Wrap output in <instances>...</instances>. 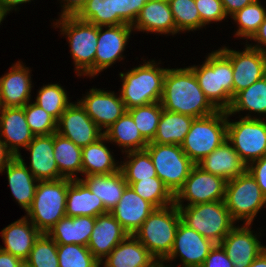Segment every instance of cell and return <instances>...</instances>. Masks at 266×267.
<instances>
[{
    "label": "cell",
    "instance_id": "cell-50",
    "mask_svg": "<svg viewBox=\"0 0 266 267\" xmlns=\"http://www.w3.org/2000/svg\"><path fill=\"white\" fill-rule=\"evenodd\" d=\"M66 4L63 5V11L60 17L76 16L85 6L87 0H63Z\"/></svg>",
    "mask_w": 266,
    "mask_h": 267
},
{
    "label": "cell",
    "instance_id": "cell-43",
    "mask_svg": "<svg viewBox=\"0 0 266 267\" xmlns=\"http://www.w3.org/2000/svg\"><path fill=\"white\" fill-rule=\"evenodd\" d=\"M37 95L34 103L52 115L57 121L71 104L68 101L67 93L59 84L45 85Z\"/></svg>",
    "mask_w": 266,
    "mask_h": 267
},
{
    "label": "cell",
    "instance_id": "cell-6",
    "mask_svg": "<svg viewBox=\"0 0 266 267\" xmlns=\"http://www.w3.org/2000/svg\"><path fill=\"white\" fill-rule=\"evenodd\" d=\"M176 206L185 225L215 244H220L235 226L225 201Z\"/></svg>",
    "mask_w": 266,
    "mask_h": 267
},
{
    "label": "cell",
    "instance_id": "cell-56",
    "mask_svg": "<svg viewBox=\"0 0 266 267\" xmlns=\"http://www.w3.org/2000/svg\"><path fill=\"white\" fill-rule=\"evenodd\" d=\"M150 0H132V8H133V24L136 21L142 7L149 2Z\"/></svg>",
    "mask_w": 266,
    "mask_h": 267
},
{
    "label": "cell",
    "instance_id": "cell-55",
    "mask_svg": "<svg viewBox=\"0 0 266 267\" xmlns=\"http://www.w3.org/2000/svg\"><path fill=\"white\" fill-rule=\"evenodd\" d=\"M29 1L31 2V0H0V13L5 17L11 9H16L17 5Z\"/></svg>",
    "mask_w": 266,
    "mask_h": 267
},
{
    "label": "cell",
    "instance_id": "cell-34",
    "mask_svg": "<svg viewBox=\"0 0 266 267\" xmlns=\"http://www.w3.org/2000/svg\"><path fill=\"white\" fill-rule=\"evenodd\" d=\"M105 140L106 137L103 136L96 142L82 147V173H85V176L112 174L120 170L111 152L103 144Z\"/></svg>",
    "mask_w": 266,
    "mask_h": 267
},
{
    "label": "cell",
    "instance_id": "cell-32",
    "mask_svg": "<svg viewBox=\"0 0 266 267\" xmlns=\"http://www.w3.org/2000/svg\"><path fill=\"white\" fill-rule=\"evenodd\" d=\"M85 179H80L89 190L98 196L107 212L119 203L120 198L128 186L122 172L119 170L112 174H100L85 176Z\"/></svg>",
    "mask_w": 266,
    "mask_h": 267
},
{
    "label": "cell",
    "instance_id": "cell-27",
    "mask_svg": "<svg viewBox=\"0 0 266 267\" xmlns=\"http://www.w3.org/2000/svg\"><path fill=\"white\" fill-rule=\"evenodd\" d=\"M106 257L104 267H153L158 262L134 235H128Z\"/></svg>",
    "mask_w": 266,
    "mask_h": 267
},
{
    "label": "cell",
    "instance_id": "cell-42",
    "mask_svg": "<svg viewBox=\"0 0 266 267\" xmlns=\"http://www.w3.org/2000/svg\"><path fill=\"white\" fill-rule=\"evenodd\" d=\"M266 17V9L255 0L231 16L239 25L235 35L251 39Z\"/></svg>",
    "mask_w": 266,
    "mask_h": 267
},
{
    "label": "cell",
    "instance_id": "cell-20",
    "mask_svg": "<svg viewBox=\"0 0 266 267\" xmlns=\"http://www.w3.org/2000/svg\"><path fill=\"white\" fill-rule=\"evenodd\" d=\"M128 235L110 212L100 214L95 217V224L87 247L102 264V259H105Z\"/></svg>",
    "mask_w": 266,
    "mask_h": 267
},
{
    "label": "cell",
    "instance_id": "cell-24",
    "mask_svg": "<svg viewBox=\"0 0 266 267\" xmlns=\"http://www.w3.org/2000/svg\"><path fill=\"white\" fill-rule=\"evenodd\" d=\"M0 77V107H24L31 96L30 70L19 61Z\"/></svg>",
    "mask_w": 266,
    "mask_h": 267
},
{
    "label": "cell",
    "instance_id": "cell-33",
    "mask_svg": "<svg viewBox=\"0 0 266 267\" xmlns=\"http://www.w3.org/2000/svg\"><path fill=\"white\" fill-rule=\"evenodd\" d=\"M194 119L186 114L163 109L156 135L150 143L181 145Z\"/></svg>",
    "mask_w": 266,
    "mask_h": 267
},
{
    "label": "cell",
    "instance_id": "cell-54",
    "mask_svg": "<svg viewBox=\"0 0 266 267\" xmlns=\"http://www.w3.org/2000/svg\"><path fill=\"white\" fill-rule=\"evenodd\" d=\"M15 155L6 147L0 137V172L11 162Z\"/></svg>",
    "mask_w": 266,
    "mask_h": 267
},
{
    "label": "cell",
    "instance_id": "cell-35",
    "mask_svg": "<svg viewBox=\"0 0 266 267\" xmlns=\"http://www.w3.org/2000/svg\"><path fill=\"white\" fill-rule=\"evenodd\" d=\"M106 141H112L122 146L125 152L143 150L149 144L136 127L131 114L126 111L107 130L103 131Z\"/></svg>",
    "mask_w": 266,
    "mask_h": 267
},
{
    "label": "cell",
    "instance_id": "cell-44",
    "mask_svg": "<svg viewBox=\"0 0 266 267\" xmlns=\"http://www.w3.org/2000/svg\"><path fill=\"white\" fill-rule=\"evenodd\" d=\"M173 19L179 31L197 30L205 26L197 10L195 0H168Z\"/></svg>",
    "mask_w": 266,
    "mask_h": 267
},
{
    "label": "cell",
    "instance_id": "cell-48",
    "mask_svg": "<svg viewBox=\"0 0 266 267\" xmlns=\"http://www.w3.org/2000/svg\"><path fill=\"white\" fill-rule=\"evenodd\" d=\"M201 267H234L220 244H215Z\"/></svg>",
    "mask_w": 266,
    "mask_h": 267
},
{
    "label": "cell",
    "instance_id": "cell-13",
    "mask_svg": "<svg viewBox=\"0 0 266 267\" xmlns=\"http://www.w3.org/2000/svg\"><path fill=\"white\" fill-rule=\"evenodd\" d=\"M219 50L231 61L233 66V97L266 76L265 52L248 45L242 52L226 47Z\"/></svg>",
    "mask_w": 266,
    "mask_h": 267
},
{
    "label": "cell",
    "instance_id": "cell-41",
    "mask_svg": "<svg viewBox=\"0 0 266 267\" xmlns=\"http://www.w3.org/2000/svg\"><path fill=\"white\" fill-rule=\"evenodd\" d=\"M24 267H59L57 243L47 233L35 241Z\"/></svg>",
    "mask_w": 266,
    "mask_h": 267
},
{
    "label": "cell",
    "instance_id": "cell-26",
    "mask_svg": "<svg viewBox=\"0 0 266 267\" xmlns=\"http://www.w3.org/2000/svg\"><path fill=\"white\" fill-rule=\"evenodd\" d=\"M1 234L5 247H0V249L24 262L42 233L24 216L5 227Z\"/></svg>",
    "mask_w": 266,
    "mask_h": 267
},
{
    "label": "cell",
    "instance_id": "cell-5",
    "mask_svg": "<svg viewBox=\"0 0 266 267\" xmlns=\"http://www.w3.org/2000/svg\"><path fill=\"white\" fill-rule=\"evenodd\" d=\"M70 179L39 181L27 218L41 232L47 233L66 216V195Z\"/></svg>",
    "mask_w": 266,
    "mask_h": 267
},
{
    "label": "cell",
    "instance_id": "cell-16",
    "mask_svg": "<svg viewBox=\"0 0 266 267\" xmlns=\"http://www.w3.org/2000/svg\"><path fill=\"white\" fill-rule=\"evenodd\" d=\"M215 243L185 225H178L171 253L165 259L172 260L180 256L183 267H201Z\"/></svg>",
    "mask_w": 266,
    "mask_h": 267
},
{
    "label": "cell",
    "instance_id": "cell-18",
    "mask_svg": "<svg viewBox=\"0 0 266 267\" xmlns=\"http://www.w3.org/2000/svg\"><path fill=\"white\" fill-rule=\"evenodd\" d=\"M244 225L235 226L220 243L234 267H248L266 249L250 231L249 224Z\"/></svg>",
    "mask_w": 266,
    "mask_h": 267
},
{
    "label": "cell",
    "instance_id": "cell-19",
    "mask_svg": "<svg viewBox=\"0 0 266 267\" xmlns=\"http://www.w3.org/2000/svg\"><path fill=\"white\" fill-rule=\"evenodd\" d=\"M108 27V28H107ZM98 27L97 51L95 54V75L107 69L116 60L123 59L122 52L133 30L132 25L120 24L114 26Z\"/></svg>",
    "mask_w": 266,
    "mask_h": 267
},
{
    "label": "cell",
    "instance_id": "cell-10",
    "mask_svg": "<svg viewBox=\"0 0 266 267\" xmlns=\"http://www.w3.org/2000/svg\"><path fill=\"white\" fill-rule=\"evenodd\" d=\"M224 201L234 221L245 219V224L251 225L259 210L266 205V196L246 170L227 181Z\"/></svg>",
    "mask_w": 266,
    "mask_h": 267
},
{
    "label": "cell",
    "instance_id": "cell-30",
    "mask_svg": "<svg viewBox=\"0 0 266 267\" xmlns=\"http://www.w3.org/2000/svg\"><path fill=\"white\" fill-rule=\"evenodd\" d=\"M104 213L107 211L102 200L92 193L80 179H70L66 195V216L97 217Z\"/></svg>",
    "mask_w": 266,
    "mask_h": 267
},
{
    "label": "cell",
    "instance_id": "cell-14",
    "mask_svg": "<svg viewBox=\"0 0 266 267\" xmlns=\"http://www.w3.org/2000/svg\"><path fill=\"white\" fill-rule=\"evenodd\" d=\"M101 131L79 102L71 103L57 121V133L79 147L99 140L104 136Z\"/></svg>",
    "mask_w": 266,
    "mask_h": 267
},
{
    "label": "cell",
    "instance_id": "cell-25",
    "mask_svg": "<svg viewBox=\"0 0 266 267\" xmlns=\"http://www.w3.org/2000/svg\"><path fill=\"white\" fill-rule=\"evenodd\" d=\"M197 165L204 171L220 176L226 181L236 178L247 170V165L227 139Z\"/></svg>",
    "mask_w": 266,
    "mask_h": 267
},
{
    "label": "cell",
    "instance_id": "cell-12",
    "mask_svg": "<svg viewBox=\"0 0 266 267\" xmlns=\"http://www.w3.org/2000/svg\"><path fill=\"white\" fill-rule=\"evenodd\" d=\"M227 181L217 175L204 171L197 164L193 166L183 187L174 196L175 205L182 199L189 201L187 206L199 203L224 201Z\"/></svg>",
    "mask_w": 266,
    "mask_h": 267
},
{
    "label": "cell",
    "instance_id": "cell-31",
    "mask_svg": "<svg viewBox=\"0 0 266 267\" xmlns=\"http://www.w3.org/2000/svg\"><path fill=\"white\" fill-rule=\"evenodd\" d=\"M95 217L91 216H64L47 234L57 244H77L87 246L93 227Z\"/></svg>",
    "mask_w": 266,
    "mask_h": 267
},
{
    "label": "cell",
    "instance_id": "cell-17",
    "mask_svg": "<svg viewBox=\"0 0 266 267\" xmlns=\"http://www.w3.org/2000/svg\"><path fill=\"white\" fill-rule=\"evenodd\" d=\"M79 103L101 130H107L127 111L121 96L97 88L90 89Z\"/></svg>",
    "mask_w": 266,
    "mask_h": 267
},
{
    "label": "cell",
    "instance_id": "cell-1",
    "mask_svg": "<svg viewBox=\"0 0 266 267\" xmlns=\"http://www.w3.org/2000/svg\"><path fill=\"white\" fill-rule=\"evenodd\" d=\"M160 102L164 110L194 118L206 117L218 111L206 98L189 67L167 69Z\"/></svg>",
    "mask_w": 266,
    "mask_h": 267
},
{
    "label": "cell",
    "instance_id": "cell-51",
    "mask_svg": "<svg viewBox=\"0 0 266 267\" xmlns=\"http://www.w3.org/2000/svg\"><path fill=\"white\" fill-rule=\"evenodd\" d=\"M255 0H221L226 15L232 16L237 11L251 4Z\"/></svg>",
    "mask_w": 266,
    "mask_h": 267
},
{
    "label": "cell",
    "instance_id": "cell-15",
    "mask_svg": "<svg viewBox=\"0 0 266 267\" xmlns=\"http://www.w3.org/2000/svg\"><path fill=\"white\" fill-rule=\"evenodd\" d=\"M76 17L98 27L133 25L132 0H87Z\"/></svg>",
    "mask_w": 266,
    "mask_h": 267
},
{
    "label": "cell",
    "instance_id": "cell-21",
    "mask_svg": "<svg viewBox=\"0 0 266 267\" xmlns=\"http://www.w3.org/2000/svg\"><path fill=\"white\" fill-rule=\"evenodd\" d=\"M0 135L4 144L16 156L20 146L26 148L34 134L27 123L23 107H0Z\"/></svg>",
    "mask_w": 266,
    "mask_h": 267
},
{
    "label": "cell",
    "instance_id": "cell-22",
    "mask_svg": "<svg viewBox=\"0 0 266 267\" xmlns=\"http://www.w3.org/2000/svg\"><path fill=\"white\" fill-rule=\"evenodd\" d=\"M154 209L155 207L150 202L127 186L119 203L110 213L129 235H134Z\"/></svg>",
    "mask_w": 266,
    "mask_h": 267
},
{
    "label": "cell",
    "instance_id": "cell-9",
    "mask_svg": "<svg viewBox=\"0 0 266 267\" xmlns=\"http://www.w3.org/2000/svg\"><path fill=\"white\" fill-rule=\"evenodd\" d=\"M145 149L149 152L157 176L175 196L195 163L184 153L181 145L149 143Z\"/></svg>",
    "mask_w": 266,
    "mask_h": 267
},
{
    "label": "cell",
    "instance_id": "cell-46",
    "mask_svg": "<svg viewBox=\"0 0 266 267\" xmlns=\"http://www.w3.org/2000/svg\"><path fill=\"white\" fill-rule=\"evenodd\" d=\"M27 123L34 136L50 135L57 132V120L35 103L23 107Z\"/></svg>",
    "mask_w": 266,
    "mask_h": 267
},
{
    "label": "cell",
    "instance_id": "cell-7",
    "mask_svg": "<svg viewBox=\"0 0 266 267\" xmlns=\"http://www.w3.org/2000/svg\"><path fill=\"white\" fill-rule=\"evenodd\" d=\"M228 117L227 111L218 110L212 115L193 120L181 148L195 164L226 140Z\"/></svg>",
    "mask_w": 266,
    "mask_h": 267
},
{
    "label": "cell",
    "instance_id": "cell-3",
    "mask_svg": "<svg viewBox=\"0 0 266 267\" xmlns=\"http://www.w3.org/2000/svg\"><path fill=\"white\" fill-rule=\"evenodd\" d=\"M180 220L175 203L169 207L155 208L134 236L158 262H164L171 253Z\"/></svg>",
    "mask_w": 266,
    "mask_h": 267
},
{
    "label": "cell",
    "instance_id": "cell-45",
    "mask_svg": "<svg viewBox=\"0 0 266 267\" xmlns=\"http://www.w3.org/2000/svg\"><path fill=\"white\" fill-rule=\"evenodd\" d=\"M59 267H100L101 263L87 246L57 244Z\"/></svg>",
    "mask_w": 266,
    "mask_h": 267
},
{
    "label": "cell",
    "instance_id": "cell-57",
    "mask_svg": "<svg viewBox=\"0 0 266 267\" xmlns=\"http://www.w3.org/2000/svg\"><path fill=\"white\" fill-rule=\"evenodd\" d=\"M248 267H266V249Z\"/></svg>",
    "mask_w": 266,
    "mask_h": 267
},
{
    "label": "cell",
    "instance_id": "cell-28",
    "mask_svg": "<svg viewBox=\"0 0 266 267\" xmlns=\"http://www.w3.org/2000/svg\"><path fill=\"white\" fill-rule=\"evenodd\" d=\"M132 28L138 31L176 34V24L168 0H150L147 2L142 7Z\"/></svg>",
    "mask_w": 266,
    "mask_h": 267
},
{
    "label": "cell",
    "instance_id": "cell-38",
    "mask_svg": "<svg viewBox=\"0 0 266 267\" xmlns=\"http://www.w3.org/2000/svg\"><path fill=\"white\" fill-rule=\"evenodd\" d=\"M127 184L155 208H162L174 204V195L159 177L141 179L140 181Z\"/></svg>",
    "mask_w": 266,
    "mask_h": 267
},
{
    "label": "cell",
    "instance_id": "cell-47",
    "mask_svg": "<svg viewBox=\"0 0 266 267\" xmlns=\"http://www.w3.org/2000/svg\"><path fill=\"white\" fill-rule=\"evenodd\" d=\"M195 4L204 25L227 17L221 0H195Z\"/></svg>",
    "mask_w": 266,
    "mask_h": 267
},
{
    "label": "cell",
    "instance_id": "cell-37",
    "mask_svg": "<svg viewBox=\"0 0 266 267\" xmlns=\"http://www.w3.org/2000/svg\"><path fill=\"white\" fill-rule=\"evenodd\" d=\"M254 111L266 114V76L254 82L250 87L241 90L234 97L227 115L239 111Z\"/></svg>",
    "mask_w": 266,
    "mask_h": 267
},
{
    "label": "cell",
    "instance_id": "cell-40",
    "mask_svg": "<svg viewBox=\"0 0 266 267\" xmlns=\"http://www.w3.org/2000/svg\"><path fill=\"white\" fill-rule=\"evenodd\" d=\"M162 110L161 102L137 106L127 110L131 114L141 135L148 143L152 142L156 135Z\"/></svg>",
    "mask_w": 266,
    "mask_h": 267
},
{
    "label": "cell",
    "instance_id": "cell-59",
    "mask_svg": "<svg viewBox=\"0 0 266 267\" xmlns=\"http://www.w3.org/2000/svg\"><path fill=\"white\" fill-rule=\"evenodd\" d=\"M3 19H4V16L0 13V24L3 21Z\"/></svg>",
    "mask_w": 266,
    "mask_h": 267
},
{
    "label": "cell",
    "instance_id": "cell-39",
    "mask_svg": "<svg viewBox=\"0 0 266 267\" xmlns=\"http://www.w3.org/2000/svg\"><path fill=\"white\" fill-rule=\"evenodd\" d=\"M126 154L130 160L120 165V171L127 183L158 177L149 152L146 149L130 151Z\"/></svg>",
    "mask_w": 266,
    "mask_h": 267
},
{
    "label": "cell",
    "instance_id": "cell-36",
    "mask_svg": "<svg viewBox=\"0 0 266 267\" xmlns=\"http://www.w3.org/2000/svg\"><path fill=\"white\" fill-rule=\"evenodd\" d=\"M82 147L71 140L54 133V158L58 170L64 178L79 179L76 173H82ZM76 172V173H75Z\"/></svg>",
    "mask_w": 266,
    "mask_h": 267
},
{
    "label": "cell",
    "instance_id": "cell-11",
    "mask_svg": "<svg viewBox=\"0 0 266 267\" xmlns=\"http://www.w3.org/2000/svg\"><path fill=\"white\" fill-rule=\"evenodd\" d=\"M227 141L246 164L266 155V122L260 118L245 116L237 122H228Z\"/></svg>",
    "mask_w": 266,
    "mask_h": 267
},
{
    "label": "cell",
    "instance_id": "cell-8",
    "mask_svg": "<svg viewBox=\"0 0 266 267\" xmlns=\"http://www.w3.org/2000/svg\"><path fill=\"white\" fill-rule=\"evenodd\" d=\"M59 25L62 34L67 35L78 76H95V54L98 42V26L79 20L76 16L61 17ZM81 72V73H80Z\"/></svg>",
    "mask_w": 266,
    "mask_h": 267
},
{
    "label": "cell",
    "instance_id": "cell-2",
    "mask_svg": "<svg viewBox=\"0 0 266 267\" xmlns=\"http://www.w3.org/2000/svg\"><path fill=\"white\" fill-rule=\"evenodd\" d=\"M189 68L194 72L199 87L206 98L217 110L227 111L233 101V66L231 61L220 51L208 55L199 68Z\"/></svg>",
    "mask_w": 266,
    "mask_h": 267
},
{
    "label": "cell",
    "instance_id": "cell-4",
    "mask_svg": "<svg viewBox=\"0 0 266 267\" xmlns=\"http://www.w3.org/2000/svg\"><path fill=\"white\" fill-rule=\"evenodd\" d=\"M166 71L167 68L156 67L155 61H147L127 73L121 72L123 84L120 96L126 109L160 102Z\"/></svg>",
    "mask_w": 266,
    "mask_h": 267
},
{
    "label": "cell",
    "instance_id": "cell-49",
    "mask_svg": "<svg viewBox=\"0 0 266 267\" xmlns=\"http://www.w3.org/2000/svg\"><path fill=\"white\" fill-rule=\"evenodd\" d=\"M252 163L247 165V171L253 176L260 190L266 196V155Z\"/></svg>",
    "mask_w": 266,
    "mask_h": 267
},
{
    "label": "cell",
    "instance_id": "cell-58",
    "mask_svg": "<svg viewBox=\"0 0 266 267\" xmlns=\"http://www.w3.org/2000/svg\"><path fill=\"white\" fill-rule=\"evenodd\" d=\"M153 267H167L163 265V262H157Z\"/></svg>",
    "mask_w": 266,
    "mask_h": 267
},
{
    "label": "cell",
    "instance_id": "cell-23",
    "mask_svg": "<svg viewBox=\"0 0 266 267\" xmlns=\"http://www.w3.org/2000/svg\"><path fill=\"white\" fill-rule=\"evenodd\" d=\"M30 151V172L38 181L64 178L54 158V134L34 136L26 147Z\"/></svg>",
    "mask_w": 266,
    "mask_h": 267
},
{
    "label": "cell",
    "instance_id": "cell-29",
    "mask_svg": "<svg viewBox=\"0 0 266 267\" xmlns=\"http://www.w3.org/2000/svg\"><path fill=\"white\" fill-rule=\"evenodd\" d=\"M6 169L7 177L11 192L18 204L27 212L30 208L35 196L37 187L36 182H39L30 170L27 168L21 154L14 157L11 162L4 168Z\"/></svg>",
    "mask_w": 266,
    "mask_h": 267
},
{
    "label": "cell",
    "instance_id": "cell-52",
    "mask_svg": "<svg viewBox=\"0 0 266 267\" xmlns=\"http://www.w3.org/2000/svg\"><path fill=\"white\" fill-rule=\"evenodd\" d=\"M0 267H24V262L11 253L0 249Z\"/></svg>",
    "mask_w": 266,
    "mask_h": 267
},
{
    "label": "cell",
    "instance_id": "cell-53",
    "mask_svg": "<svg viewBox=\"0 0 266 267\" xmlns=\"http://www.w3.org/2000/svg\"><path fill=\"white\" fill-rule=\"evenodd\" d=\"M250 40H254L256 42L258 41L257 43L260 44V46L259 45H255V46L249 45L250 47L255 48V49H259L260 51L266 53V48H264V47L262 48V46H266V17H265V20L263 21V23L260 25L258 31L254 34V36ZM261 44H263V45L261 46Z\"/></svg>",
    "mask_w": 266,
    "mask_h": 267
}]
</instances>
